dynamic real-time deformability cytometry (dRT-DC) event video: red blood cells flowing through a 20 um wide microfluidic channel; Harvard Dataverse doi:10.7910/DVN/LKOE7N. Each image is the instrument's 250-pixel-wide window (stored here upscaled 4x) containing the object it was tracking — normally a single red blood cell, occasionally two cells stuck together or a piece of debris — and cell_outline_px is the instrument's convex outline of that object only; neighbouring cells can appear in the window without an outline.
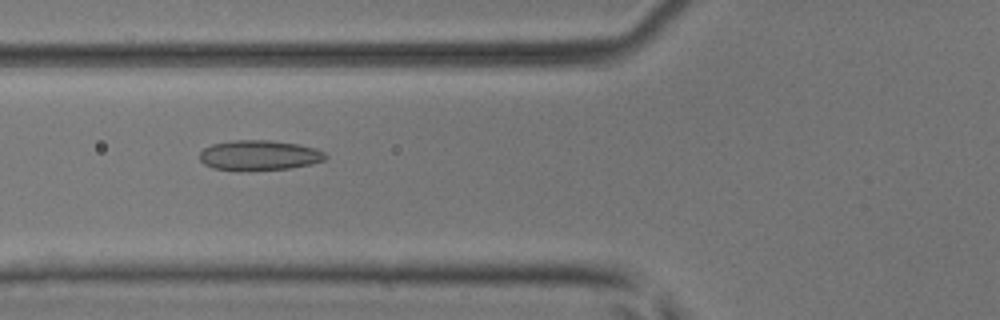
{"species": "common noctule bat (a hibernating species)", "species_latin": "Nyctalus noctula", "temperature_condition": "room temperature", "stored_images_in_passage": 49, "camera_frame_rate_fps": 3000, "um_per_image_px": 0.085, "animal": {"sex": "male", "body_mass_g": 17.9, "forearm_length_mm": 54.2}, "frame": {"image": 1, "passage_image": 19, "time_ms": 6.0, "image_size_px": [1000, 320], "cell_outline_px": [[328, 156], [324, 160], [312, 164], [288, 168], [240, 172], [212, 168], [204, 164], [200, 160], [200, 152], [204, 148], [212, 144], [232, 140], [268, 140], [300, 144], [316, 148], [324, 152]], "centroid_in_image_um": [22.02, 13.21], "position_along_channel_um": 103.8, "area_um2": 22.48}}
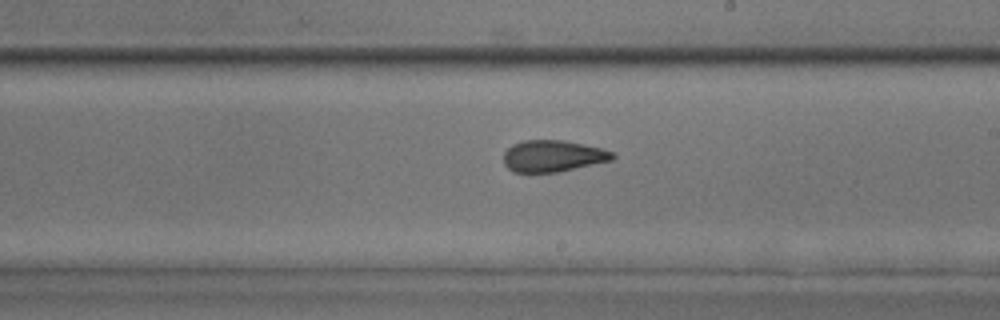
{"frame": {"image": 2, "passage_image": 29, "time_ms": 9.333, "image_size_px": [1000, 320], "cell_outline_px": [[616, 156], [612, 160], [560, 172], [512, 172], [504, 164], [504, 152], [512, 144], [524, 140], [564, 140], [604, 148], [616, 152]], "centroid_in_image_um": [47.04, 13.26], "position_along_channel_um": 242.0, "area_um2": 20.35}}
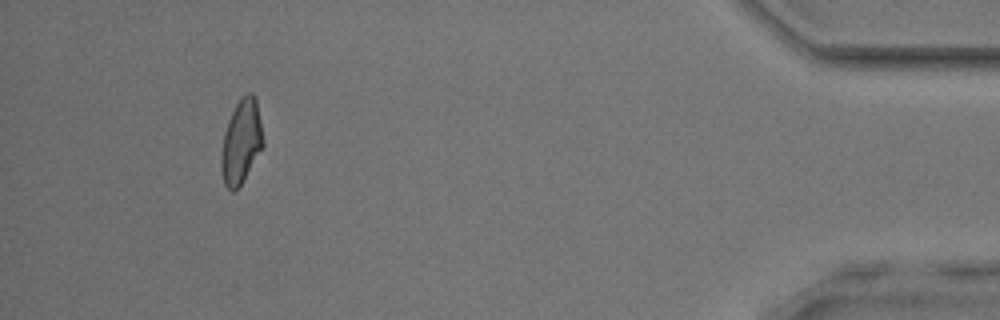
{"frame": {"image": 3, "passage_image": 46, "time_ms": 15.0, "image_size_px": [1000, 320], "cell_outline_px": [[264, 144], [240, 184], [232, 192], [224, 184], [220, 168], [220, 156], [224, 132], [228, 120], [236, 104], [248, 92], [252, 92], [256, 96], [264, 140]], "centroid_in_image_um": [20.49, 12.01], "position_along_channel_um": 414.7, "area_um2": 20.29}, "authors_computed_cell_mechanics": {"area_um2": 20.9236, "velocity_mm_per_s": 4.1644, "shape_relaxation_time_tau1_ms": 9.7022, "shape_relaxation_time_tau2_ms": 1.8349, "deformation_change_tau1": 0.2041, "deformation_change_tau2": 0.097}}